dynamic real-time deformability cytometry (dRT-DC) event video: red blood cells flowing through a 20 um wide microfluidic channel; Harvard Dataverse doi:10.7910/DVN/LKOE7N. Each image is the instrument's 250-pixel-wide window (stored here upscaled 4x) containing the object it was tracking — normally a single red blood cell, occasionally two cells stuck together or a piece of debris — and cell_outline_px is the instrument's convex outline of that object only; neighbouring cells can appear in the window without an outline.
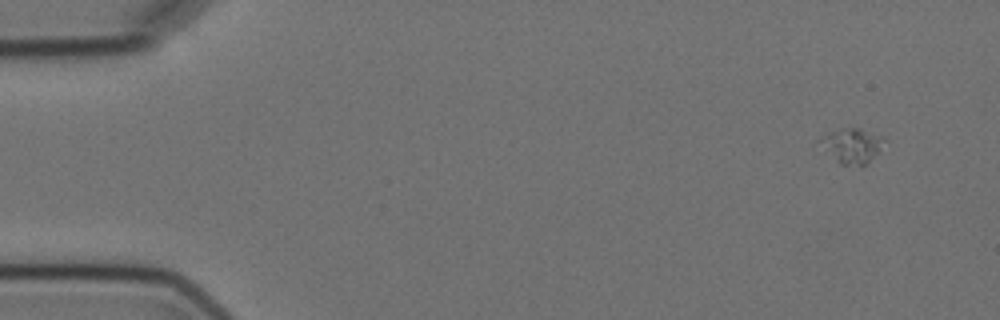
{"species": "Egyptian fruit bat (a non-hibernating species)", "species_latin": "Rousettus aegyptiacus", "temperature_condition": "cold", "stored_images_in_passage": 5, "camera_frame_rate_fps": 3000, "um_per_image_px": 0.085, "animal": {"sex": "female"}, "frame": {"image": 1, "passage_image": 1, "time_ms": 0.0, "image_size_px": [1000, 320], "cell_outline_px": [[884, 140], [880, 152], [868, 164], [840, 164], [816, 140], [820, 136], [828, 132], [840, 128], [860, 128], [884, 136]], "centroid_in_image_um": [72.43, 12.34], "position_along_channel_um": 12.6, "area_um2": 13.06}}
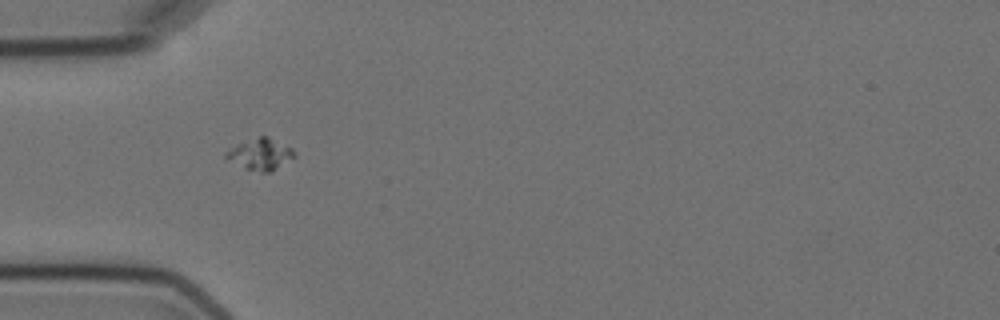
{"frame": {"image": 2, "passage_image": 4, "time_ms": 4.667, "image_size_px": [1000, 320], "cell_outline_px": [[296, 156], [272, 172], [260, 172], [244, 168], [224, 156], [224, 152], [236, 144], [260, 136], [264, 136], [292, 148], [296, 152]], "centroid_in_image_um": [22.14, 13.12], "position_along_channel_um": 62.9, "area_um2": 12.31}}
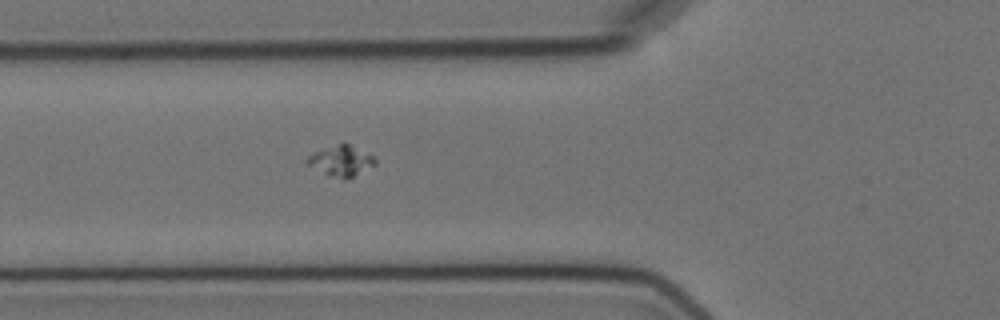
{"frame": {"image": 3, "passage_image": 5, "time_ms": 5.667, "image_size_px": [1000, 320], "cell_outline_px": [[376, 164], [344, 180], [340, 180], [328, 176], [308, 164], [304, 160], [308, 156], [324, 148], [344, 140], [372, 156], [376, 160]], "centroid_in_image_um": [28.97, 13.65], "position_along_channel_um": 96.8, "area_um2": 12.2}}